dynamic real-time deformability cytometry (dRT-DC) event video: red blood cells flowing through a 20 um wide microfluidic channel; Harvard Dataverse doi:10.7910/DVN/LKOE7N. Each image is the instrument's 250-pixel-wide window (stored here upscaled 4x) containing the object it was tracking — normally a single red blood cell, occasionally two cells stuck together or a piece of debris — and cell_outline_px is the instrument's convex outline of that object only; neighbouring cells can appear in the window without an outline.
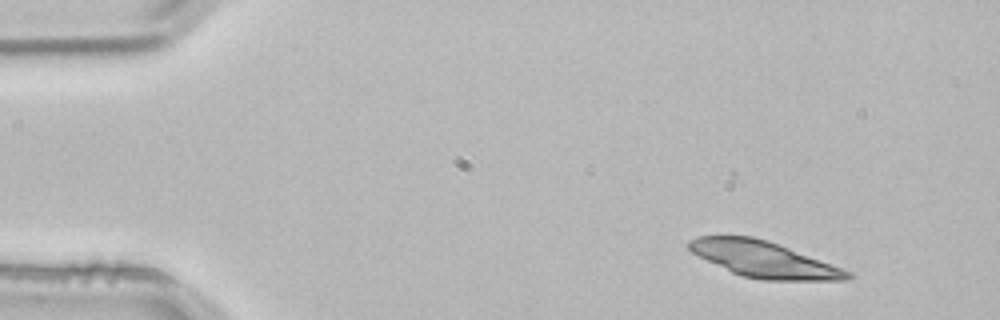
{"species": "common noctule bat (a hibernating species)", "species_latin": "Nyctalus noctula", "temperature_condition": "room temperature", "stored_images_in_passage": 4, "camera_frame_rate_fps": 3000, "um_per_image_px": 0.085, "animal": {"sex": "male", "body_mass_g": 21.5, "forearm_length_mm": 52.0}, "frame": {"image": 1, "passage_image": 4, "time_ms": 1.0, "image_size_px": [1000, 320], "cell_outline_px": [[852, 276], [848, 280], [764, 280], [740, 276], [692, 252], [684, 244], [688, 240], [696, 236], [752, 236], [768, 240], [852, 272]], "centroid_in_image_um": [64.9, 22.04], "position_along_channel_um": 20.1, "area_um2": 32.95}}